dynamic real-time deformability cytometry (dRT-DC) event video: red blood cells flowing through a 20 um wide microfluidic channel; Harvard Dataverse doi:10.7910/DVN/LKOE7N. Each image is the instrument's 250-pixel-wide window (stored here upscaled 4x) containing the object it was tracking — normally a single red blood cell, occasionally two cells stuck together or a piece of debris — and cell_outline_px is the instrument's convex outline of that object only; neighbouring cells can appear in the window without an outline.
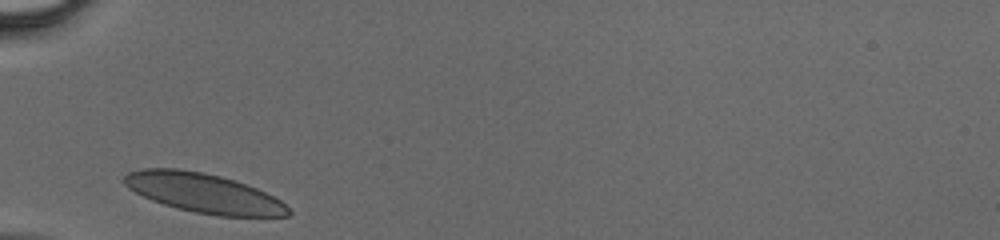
{"species": "human", "species_latin": "Homo sapiens", "temperature_condition": "cold", "stored_images_in_passage": 23, "camera_frame_rate_fps": 3000, "um_per_image_px": 0.085, "donor": {"sex": "male"}, "frame": {"image": 1, "passage_image": 1, "time_ms": 0.0, "image_size_px": [1000, 240], "cell_outline_px": [[292, 212], [288, 216], [220, 216], [196, 212], [176, 208], [152, 200], [128, 188], [120, 180], [128, 172], [140, 168], [176, 168], [204, 172], [220, 176], [256, 188], [280, 200]], "centroid_in_image_um": [17.26, 16.4], "position_along_channel_um": 67.7, "area_um2": 37.45}}
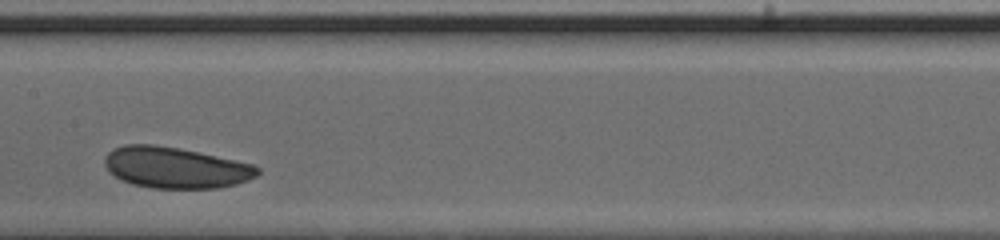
{"frame": {"image": 2, "passage_image": 10, "time_ms": 3.0, "image_size_px": [1000, 240], "cell_outline_px": [[260, 172], [256, 176], [248, 180], [236, 184], [220, 188], [152, 188], [132, 184], [120, 180], [108, 172], [104, 164], [104, 160], [108, 152], [112, 148], [124, 144], [156, 144], [180, 148], [252, 164], [260, 168]], "centroid_in_image_um": [14.87, 14.24], "position_along_channel_um": 192.5, "area_um2": 36.88}}
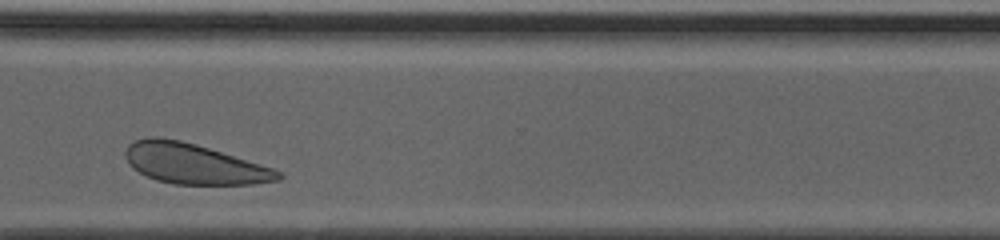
{"frame": {"image": 3, "passage_image": 21, "time_ms": 6.667, "image_size_px": [1000, 240], "cell_outline_px": [[284, 176], [280, 180], [252, 184], [172, 184], [156, 180], [132, 168], [124, 152], [128, 144], [136, 140], [148, 136], [156, 136], [180, 140], [196, 144], [272, 168], [284, 172]], "centroid_in_image_um": [16.48, 13.92], "position_along_channel_um": 354.1, "area_um2": 35.72}}